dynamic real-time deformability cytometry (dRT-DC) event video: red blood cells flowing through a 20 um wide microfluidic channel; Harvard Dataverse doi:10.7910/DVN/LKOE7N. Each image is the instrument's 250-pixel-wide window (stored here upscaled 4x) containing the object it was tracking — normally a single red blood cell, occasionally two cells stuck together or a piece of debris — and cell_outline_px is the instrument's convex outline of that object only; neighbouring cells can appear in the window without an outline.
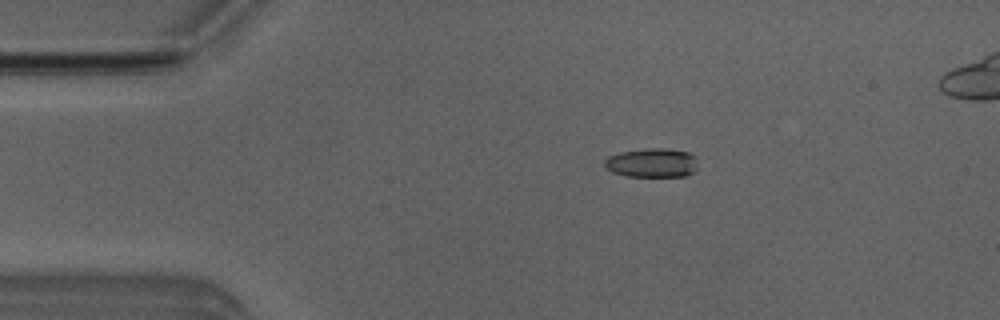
{"species": "Egyptian fruit bat (a non-hibernating species)", "species_latin": "Rousettus aegyptiacus", "temperature_condition": "room temperature", "stored_images_in_passage": 51, "camera_frame_rate_fps": 3000, "um_per_image_px": 0.085, "animal": {"sex": "male"}, "frame": {"image": 1, "passage_image": 10, "time_ms": 3.0, "image_size_px": [1000, 320], "cell_outline_px": [[696, 172], [684, 176], [624, 176], [612, 172], [604, 164], [604, 160], [608, 156], [620, 152], [648, 148], [664, 148], [688, 152], [696, 156]], "centroid_in_image_um": [55.43, 13.84], "position_along_channel_um": 29.6, "area_um2": 15.9}}
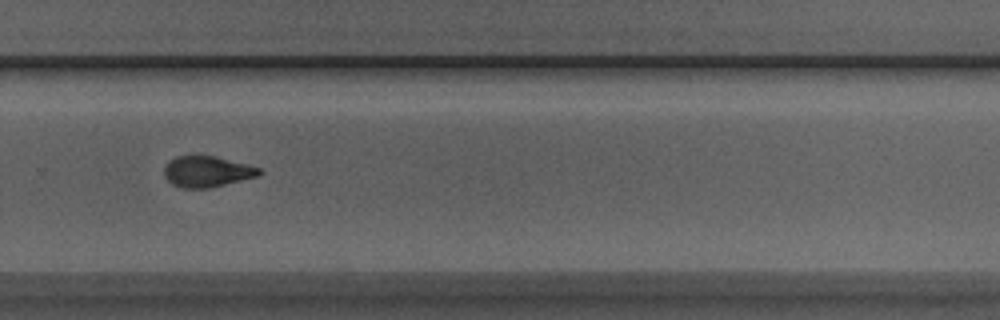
{"frame": {"image": 2, "passage_image": 35, "time_ms": 11.333, "image_size_px": [1000, 320], "cell_outline_px": [[264, 172], [260, 176], [208, 188], [184, 188], [172, 184], [164, 176], [164, 168], [176, 156], [212, 156], [248, 164], [260, 168]], "centroid_in_image_um": [17.64, 14.59], "position_along_channel_um": 312.2, "area_um2": 16.99}}
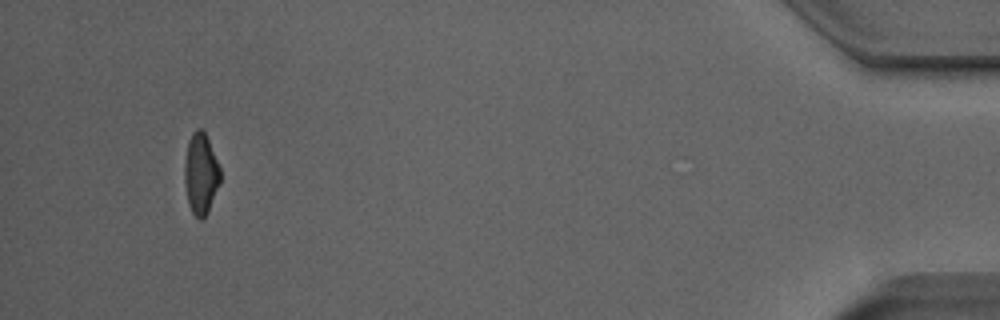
{"frame": {"image": 3, "passage_image": 49, "time_ms": 16.0, "image_size_px": [1000, 320], "cell_outline_px": [[220, 180], [208, 212], [200, 220], [192, 212], [188, 204], [184, 184], [184, 160], [188, 140], [192, 132], [196, 128], [200, 128], [204, 132], [208, 140], [220, 168]], "centroid_in_image_um": [17.03, 14.75], "position_along_channel_um": 418.2, "area_um2": 16.82}, "authors_computed_cell_mechanics": {"area_um2": 17.1666, "velocity_mm_per_s": 3.9826, "shape_relaxation_time_tau1_ms": 3.9105, "shape_relaxation_time_tau2_ms": 3.0166, "deformation_change_tau1": 0.1565, "deformation_change_tau2": 0.1026}}